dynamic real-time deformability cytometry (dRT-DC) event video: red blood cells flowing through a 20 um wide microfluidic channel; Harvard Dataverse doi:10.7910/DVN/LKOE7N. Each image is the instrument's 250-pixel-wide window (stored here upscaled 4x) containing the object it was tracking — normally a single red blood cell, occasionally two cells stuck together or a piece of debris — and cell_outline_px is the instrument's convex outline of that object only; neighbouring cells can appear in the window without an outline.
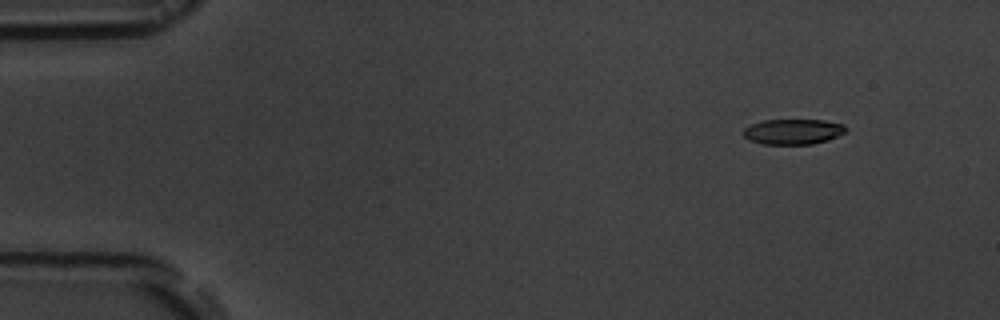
{"species": "common noctule bat (a hibernating species)", "species_latin": "Nyctalus noctula", "temperature_condition": "room temperature", "stored_images_in_passage": 6, "camera_frame_rate_fps": 3000, "um_per_image_px": 0.085, "animal": {"sex": "male", "body_mass_g": 19.5, "forearm_length_mm": 54.6}, "frame": {"image": 1, "passage_image": 2, "time_ms": 1.0, "image_size_px": [1000, 320], "cell_outline_px": [[848, 128], [844, 132], [828, 140], [812, 144], [764, 144], [748, 140], [744, 136], [744, 128], [752, 124], [764, 120], [824, 120], [844, 124]], "centroid_in_image_um": [67.42, 11.19], "position_along_channel_um": 17.6, "area_um2": 15.09}}
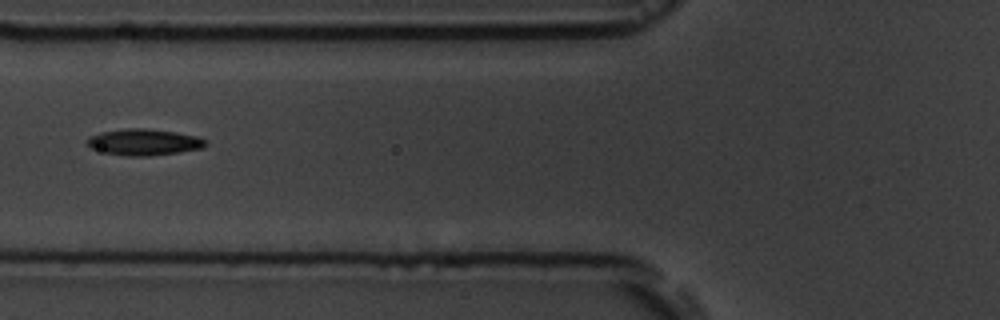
{"frame": {"image": 2, "passage_image": 6, "time_ms": 6.333, "image_size_px": [1000, 320], "cell_outline_px": [[208, 144], [200, 148], [180, 152], [148, 156], [128, 156], [104, 152], [92, 148], [84, 140], [100, 132], [128, 128], [144, 128], [176, 132], [196, 136], [208, 140]], "centroid_in_image_um": [12.25, 12.08], "position_along_channel_um": 113.5, "area_um2": 18.09}}